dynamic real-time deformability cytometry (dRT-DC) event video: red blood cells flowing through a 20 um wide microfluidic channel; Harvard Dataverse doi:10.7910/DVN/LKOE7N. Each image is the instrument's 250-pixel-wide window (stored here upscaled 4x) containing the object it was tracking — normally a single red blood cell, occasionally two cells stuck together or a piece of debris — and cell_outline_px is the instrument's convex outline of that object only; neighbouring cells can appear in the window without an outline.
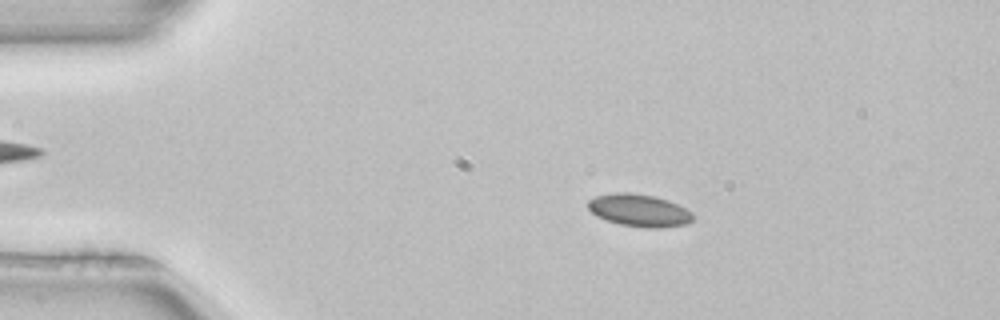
{"species": "common noctule bat (a hibernating species)", "species_latin": "Nyctalus noctula", "temperature_condition": "room temperature", "stored_images_in_passage": 51, "camera_frame_rate_fps": 3000, "um_per_image_px": 0.085, "animal": {"sex": "female", "body_mass_g": 22.7, "forearm_length_mm": 54.2}, "frame": {"image": 1, "passage_image": 9, "time_ms": 2.667, "image_size_px": [1000, 320], "cell_outline_px": [[692, 220], [684, 224], [660, 228], [648, 228], [620, 224], [596, 216], [588, 208], [588, 200], [596, 196], [612, 192], [632, 192], [656, 196], [668, 200], [692, 212]], "centroid_in_image_um": [54.3, 17.86], "position_along_channel_um": 30.7, "area_um2": 19.77}}
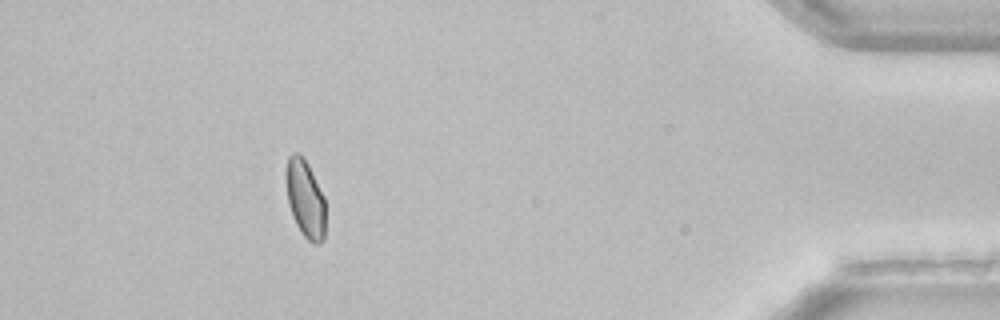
{"frame": {"image": 2, "passage_image": 46, "time_ms": 15.0, "image_size_px": [1000, 320], "cell_outline_px": [[324, 240], [320, 244], [312, 244], [300, 232], [292, 216], [288, 204], [284, 176], [288, 156], [292, 152], [296, 152], [308, 164], [324, 196]], "centroid_in_image_um": [25.91, 16.9], "position_along_channel_um": 409.3, "area_um2": 18.09}}